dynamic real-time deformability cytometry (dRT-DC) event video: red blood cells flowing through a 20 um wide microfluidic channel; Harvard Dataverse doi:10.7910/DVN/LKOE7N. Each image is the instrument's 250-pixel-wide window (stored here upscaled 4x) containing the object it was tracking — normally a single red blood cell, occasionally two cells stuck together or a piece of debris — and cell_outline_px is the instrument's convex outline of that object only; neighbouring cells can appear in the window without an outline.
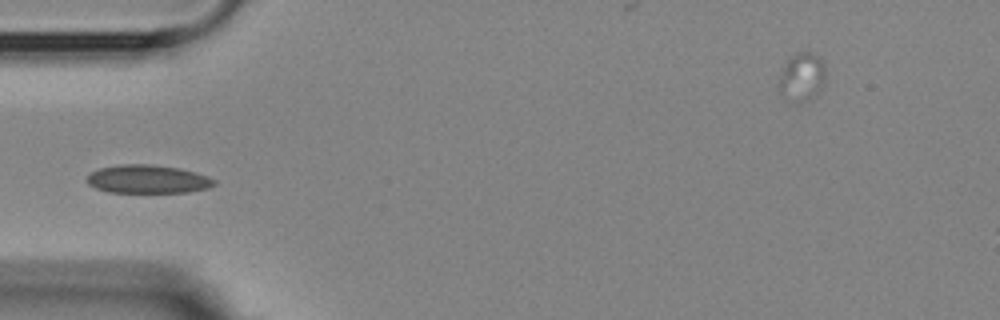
{"species": "Egyptian fruit bat (a non-hibernating species)", "species_latin": "Rousettus aegyptiacus", "temperature_condition": "room temperature", "stored_images_in_passage": 6, "camera_frame_rate_fps": 3000, "um_per_image_px": 0.085, "animal": {"sex": "female"}, "frame": {"image": 1, "passage_image": 5, "time_ms": 4.667, "image_size_px": [1000, 320], "cell_outline_px": [[216, 184], [208, 188], [188, 192], [108, 192], [96, 188], [88, 184], [84, 180], [92, 172], [100, 168], [120, 164], [148, 164], [180, 168], [196, 172], [208, 176], [216, 180]], "centroid_in_image_um": [12.56, 15.23], "position_along_channel_um": 72.4, "area_um2": 21.1}}
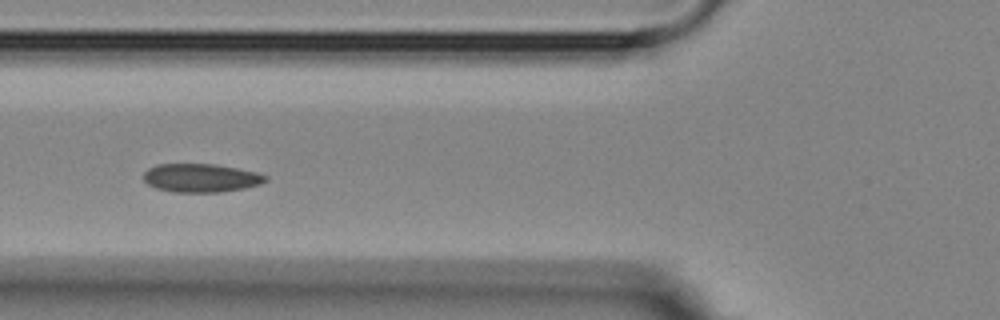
{"frame": {"image": 2, "passage_image": 6, "time_ms": 5.667, "image_size_px": [1000, 320], "cell_outline_px": [[268, 180], [260, 184], [244, 188], [220, 192], [172, 192], [156, 188], [148, 184], [144, 180], [144, 172], [148, 168], [156, 164], [212, 164], [236, 168], [256, 172], [268, 176]], "centroid_in_image_um": [17.07, 15.12], "position_along_channel_um": 108.7, "area_um2": 20.23}}